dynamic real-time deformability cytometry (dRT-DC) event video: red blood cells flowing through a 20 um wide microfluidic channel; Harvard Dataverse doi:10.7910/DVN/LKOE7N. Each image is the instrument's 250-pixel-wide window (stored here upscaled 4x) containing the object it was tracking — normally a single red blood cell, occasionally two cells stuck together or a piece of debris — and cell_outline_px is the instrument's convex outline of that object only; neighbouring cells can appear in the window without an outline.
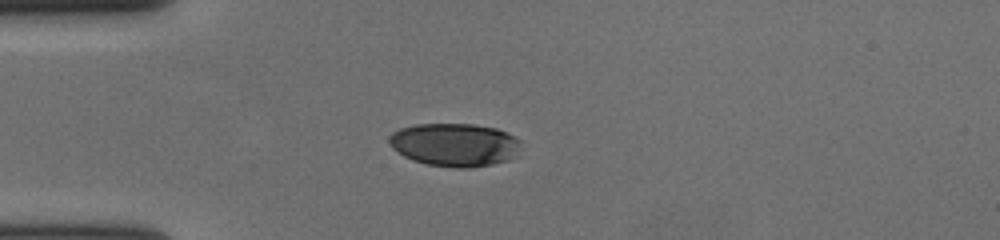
{"species": "human", "species_latin": "Homo sapiens", "temperature_condition": "cold", "stored_images_in_passage": 42, "camera_frame_rate_fps": 3000, "um_per_image_px": 0.085, "donor": {"sex": "female"}, "frame": {"image": 1, "passage_image": 1, "time_ms": 0.0, "image_size_px": [1000, 240], "cell_outline_px": [[520, 144], [516, 156], [508, 160], [492, 164], [472, 168], [456, 168], [424, 164], [412, 160], [404, 156], [392, 148], [388, 140], [388, 136], [392, 132], [400, 128], [416, 124], [472, 124], [496, 128], [508, 132], [516, 136], [520, 140]], "centroid_in_image_um": [38.65, 12.3], "position_along_channel_um": 46.4, "area_um2": 33.52}}
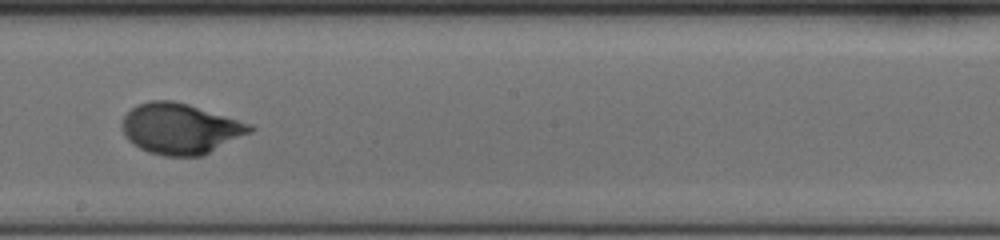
{"frame": {"image": 2, "passage_image": 18, "time_ms": 5.667, "image_size_px": [1000, 240], "cell_outline_px": [[256, 128], [252, 132], [204, 156], [164, 156], [148, 152], [132, 144], [124, 136], [120, 124], [124, 116], [136, 104], [152, 100], [172, 100], [188, 104], [252, 124]], "centroid_in_image_um": [15.32, 10.95], "position_along_channel_um": 232.9, "area_um2": 38.15}}
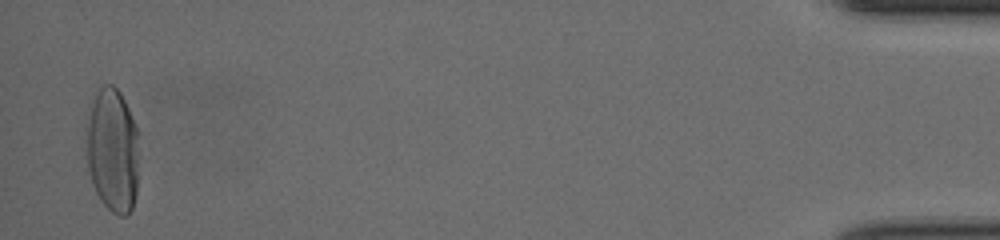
{"frame": {"image": 3, "passage_image": 41, "time_ms": 13.333, "image_size_px": [1000, 240], "cell_outline_px": [[136, 192], [132, 208], [124, 216], [120, 216], [112, 212], [100, 200], [92, 184], [88, 168], [88, 120], [92, 100], [96, 88], [100, 84], [112, 84], [120, 92], [128, 108], [136, 128]], "centroid_in_image_um": [9.54, 12.74], "position_along_channel_um": 425.7, "area_um2": 37.34}, "authors_computed_cell_mechanics": {"area_um2": 36.2695, "velocity_mm_per_s": 3.6616, "shape_relaxation_time_tau1_ms": 3.7077, "shape_relaxation_time_tau2_ms": null, "deformation_change_tau1": 0.1943, "deformation_change_tau2": null}}